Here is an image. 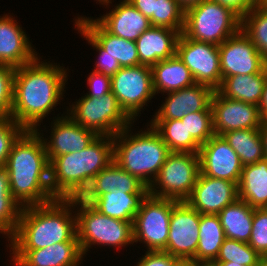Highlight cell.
<instances>
[{
    "mask_svg": "<svg viewBox=\"0 0 267 266\" xmlns=\"http://www.w3.org/2000/svg\"><path fill=\"white\" fill-rule=\"evenodd\" d=\"M181 122H185L188 135H191L200 146L214 135L212 111L185 114Z\"/></svg>",
    "mask_w": 267,
    "mask_h": 266,
    "instance_id": "74e56055",
    "label": "cell"
},
{
    "mask_svg": "<svg viewBox=\"0 0 267 266\" xmlns=\"http://www.w3.org/2000/svg\"><path fill=\"white\" fill-rule=\"evenodd\" d=\"M14 19L9 14L0 16V64L18 68L34 61L38 53Z\"/></svg>",
    "mask_w": 267,
    "mask_h": 266,
    "instance_id": "ffe728a7",
    "label": "cell"
},
{
    "mask_svg": "<svg viewBox=\"0 0 267 266\" xmlns=\"http://www.w3.org/2000/svg\"><path fill=\"white\" fill-rule=\"evenodd\" d=\"M257 266H267V257H261L257 263Z\"/></svg>",
    "mask_w": 267,
    "mask_h": 266,
    "instance_id": "f5cc1de1",
    "label": "cell"
},
{
    "mask_svg": "<svg viewBox=\"0 0 267 266\" xmlns=\"http://www.w3.org/2000/svg\"><path fill=\"white\" fill-rule=\"evenodd\" d=\"M241 30V17L212 0L185 11L183 34L190 39L217 46Z\"/></svg>",
    "mask_w": 267,
    "mask_h": 266,
    "instance_id": "52a82bcc",
    "label": "cell"
},
{
    "mask_svg": "<svg viewBox=\"0 0 267 266\" xmlns=\"http://www.w3.org/2000/svg\"><path fill=\"white\" fill-rule=\"evenodd\" d=\"M111 11L95 19L107 32L127 40L137 38L152 25L150 19L127 0L120 1Z\"/></svg>",
    "mask_w": 267,
    "mask_h": 266,
    "instance_id": "603a6c76",
    "label": "cell"
},
{
    "mask_svg": "<svg viewBox=\"0 0 267 266\" xmlns=\"http://www.w3.org/2000/svg\"><path fill=\"white\" fill-rule=\"evenodd\" d=\"M153 89L158 93H170L195 84L190 70L177 55L161 60L151 67Z\"/></svg>",
    "mask_w": 267,
    "mask_h": 266,
    "instance_id": "4316f807",
    "label": "cell"
},
{
    "mask_svg": "<svg viewBox=\"0 0 267 266\" xmlns=\"http://www.w3.org/2000/svg\"><path fill=\"white\" fill-rule=\"evenodd\" d=\"M178 202L148 194L134 218V243L145 244L146 251H163L168 241L172 208Z\"/></svg>",
    "mask_w": 267,
    "mask_h": 266,
    "instance_id": "30bf717a",
    "label": "cell"
},
{
    "mask_svg": "<svg viewBox=\"0 0 267 266\" xmlns=\"http://www.w3.org/2000/svg\"><path fill=\"white\" fill-rule=\"evenodd\" d=\"M258 5L267 11V0H258Z\"/></svg>",
    "mask_w": 267,
    "mask_h": 266,
    "instance_id": "db71d44e",
    "label": "cell"
},
{
    "mask_svg": "<svg viewBox=\"0 0 267 266\" xmlns=\"http://www.w3.org/2000/svg\"><path fill=\"white\" fill-rule=\"evenodd\" d=\"M74 208L77 238L84 257L91 245L116 248L134 244L132 222L106 216L80 197L74 198Z\"/></svg>",
    "mask_w": 267,
    "mask_h": 266,
    "instance_id": "8992f818",
    "label": "cell"
},
{
    "mask_svg": "<svg viewBox=\"0 0 267 266\" xmlns=\"http://www.w3.org/2000/svg\"><path fill=\"white\" fill-rule=\"evenodd\" d=\"M59 66L49 61L40 62L37 57L16 68L10 117L25 130L39 131L43 119L63 99L69 75L65 67Z\"/></svg>",
    "mask_w": 267,
    "mask_h": 266,
    "instance_id": "6da1fadb",
    "label": "cell"
},
{
    "mask_svg": "<svg viewBox=\"0 0 267 266\" xmlns=\"http://www.w3.org/2000/svg\"><path fill=\"white\" fill-rule=\"evenodd\" d=\"M24 131L11 117L0 118V167H5L14 142Z\"/></svg>",
    "mask_w": 267,
    "mask_h": 266,
    "instance_id": "ab89813d",
    "label": "cell"
},
{
    "mask_svg": "<svg viewBox=\"0 0 267 266\" xmlns=\"http://www.w3.org/2000/svg\"><path fill=\"white\" fill-rule=\"evenodd\" d=\"M201 214L186 201L178 202L170 216L169 235L163 250L181 262L191 261L197 250Z\"/></svg>",
    "mask_w": 267,
    "mask_h": 266,
    "instance_id": "4fadbf2b",
    "label": "cell"
},
{
    "mask_svg": "<svg viewBox=\"0 0 267 266\" xmlns=\"http://www.w3.org/2000/svg\"><path fill=\"white\" fill-rule=\"evenodd\" d=\"M261 256L248 243L225 239L214 262H235L243 266H257Z\"/></svg>",
    "mask_w": 267,
    "mask_h": 266,
    "instance_id": "8d00e7d4",
    "label": "cell"
},
{
    "mask_svg": "<svg viewBox=\"0 0 267 266\" xmlns=\"http://www.w3.org/2000/svg\"><path fill=\"white\" fill-rule=\"evenodd\" d=\"M96 1H98L99 2V4L101 3L104 7H105V5L108 7V5H110V3H112L111 1L112 0H96Z\"/></svg>",
    "mask_w": 267,
    "mask_h": 266,
    "instance_id": "11a10c76",
    "label": "cell"
},
{
    "mask_svg": "<svg viewBox=\"0 0 267 266\" xmlns=\"http://www.w3.org/2000/svg\"><path fill=\"white\" fill-rule=\"evenodd\" d=\"M127 1L149 19L153 16L155 0H127Z\"/></svg>",
    "mask_w": 267,
    "mask_h": 266,
    "instance_id": "bcb514c9",
    "label": "cell"
},
{
    "mask_svg": "<svg viewBox=\"0 0 267 266\" xmlns=\"http://www.w3.org/2000/svg\"><path fill=\"white\" fill-rule=\"evenodd\" d=\"M147 195L109 192L96 197L90 204L106 216L133 223Z\"/></svg>",
    "mask_w": 267,
    "mask_h": 266,
    "instance_id": "f1b7e54d",
    "label": "cell"
},
{
    "mask_svg": "<svg viewBox=\"0 0 267 266\" xmlns=\"http://www.w3.org/2000/svg\"><path fill=\"white\" fill-rule=\"evenodd\" d=\"M74 26L77 28L76 30L80 32L82 37L94 47L93 49L99 52L98 62L95 61V68L92 71L112 77L121 68L117 59L106 54V51L77 22H75Z\"/></svg>",
    "mask_w": 267,
    "mask_h": 266,
    "instance_id": "b9f144b4",
    "label": "cell"
},
{
    "mask_svg": "<svg viewBox=\"0 0 267 266\" xmlns=\"http://www.w3.org/2000/svg\"><path fill=\"white\" fill-rule=\"evenodd\" d=\"M220 3L233 10L237 15L243 18L249 13L256 5L258 0H212Z\"/></svg>",
    "mask_w": 267,
    "mask_h": 266,
    "instance_id": "f6af8a7d",
    "label": "cell"
},
{
    "mask_svg": "<svg viewBox=\"0 0 267 266\" xmlns=\"http://www.w3.org/2000/svg\"><path fill=\"white\" fill-rule=\"evenodd\" d=\"M213 130L216 135L242 129H259L262 117L258 106L228 99L215 90L211 100Z\"/></svg>",
    "mask_w": 267,
    "mask_h": 266,
    "instance_id": "9a60e30c",
    "label": "cell"
},
{
    "mask_svg": "<svg viewBox=\"0 0 267 266\" xmlns=\"http://www.w3.org/2000/svg\"><path fill=\"white\" fill-rule=\"evenodd\" d=\"M89 92L86 96L100 98L111 92V77L92 71L87 78Z\"/></svg>",
    "mask_w": 267,
    "mask_h": 266,
    "instance_id": "7bdbcfd3",
    "label": "cell"
},
{
    "mask_svg": "<svg viewBox=\"0 0 267 266\" xmlns=\"http://www.w3.org/2000/svg\"><path fill=\"white\" fill-rule=\"evenodd\" d=\"M238 154L243 166L265 158L259 129L233 130L222 135Z\"/></svg>",
    "mask_w": 267,
    "mask_h": 266,
    "instance_id": "d6a6232c",
    "label": "cell"
},
{
    "mask_svg": "<svg viewBox=\"0 0 267 266\" xmlns=\"http://www.w3.org/2000/svg\"><path fill=\"white\" fill-rule=\"evenodd\" d=\"M77 22L105 51L117 59L121 67L140 65L135 41L114 36L107 32L95 19L79 16Z\"/></svg>",
    "mask_w": 267,
    "mask_h": 266,
    "instance_id": "d4e9b609",
    "label": "cell"
},
{
    "mask_svg": "<svg viewBox=\"0 0 267 266\" xmlns=\"http://www.w3.org/2000/svg\"><path fill=\"white\" fill-rule=\"evenodd\" d=\"M74 103L66 114L98 136L113 137L134 122L121 108L112 92L100 98L84 95Z\"/></svg>",
    "mask_w": 267,
    "mask_h": 266,
    "instance_id": "ba28073f",
    "label": "cell"
},
{
    "mask_svg": "<svg viewBox=\"0 0 267 266\" xmlns=\"http://www.w3.org/2000/svg\"><path fill=\"white\" fill-rule=\"evenodd\" d=\"M41 135L38 130H25L14 142L5 164L10 193L21 207L56 199L50 188V163Z\"/></svg>",
    "mask_w": 267,
    "mask_h": 266,
    "instance_id": "7a4b0ae2",
    "label": "cell"
},
{
    "mask_svg": "<svg viewBox=\"0 0 267 266\" xmlns=\"http://www.w3.org/2000/svg\"><path fill=\"white\" fill-rule=\"evenodd\" d=\"M131 126L113 136L114 161L149 187L171 151L150 124L134 134Z\"/></svg>",
    "mask_w": 267,
    "mask_h": 266,
    "instance_id": "5b68a950",
    "label": "cell"
},
{
    "mask_svg": "<svg viewBox=\"0 0 267 266\" xmlns=\"http://www.w3.org/2000/svg\"><path fill=\"white\" fill-rule=\"evenodd\" d=\"M259 131L263 143L265 158H267V118L262 119Z\"/></svg>",
    "mask_w": 267,
    "mask_h": 266,
    "instance_id": "c3c4849f",
    "label": "cell"
},
{
    "mask_svg": "<svg viewBox=\"0 0 267 266\" xmlns=\"http://www.w3.org/2000/svg\"><path fill=\"white\" fill-rule=\"evenodd\" d=\"M181 261L164 251H146L136 266H177Z\"/></svg>",
    "mask_w": 267,
    "mask_h": 266,
    "instance_id": "ee69618b",
    "label": "cell"
},
{
    "mask_svg": "<svg viewBox=\"0 0 267 266\" xmlns=\"http://www.w3.org/2000/svg\"><path fill=\"white\" fill-rule=\"evenodd\" d=\"M199 173V154L171 152L148 187L149 195L179 202L186 201L193 191Z\"/></svg>",
    "mask_w": 267,
    "mask_h": 266,
    "instance_id": "9c48e42d",
    "label": "cell"
},
{
    "mask_svg": "<svg viewBox=\"0 0 267 266\" xmlns=\"http://www.w3.org/2000/svg\"><path fill=\"white\" fill-rule=\"evenodd\" d=\"M180 33L167 27L151 26L135 41L139 62L152 67L161 60L176 55V45Z\"/></svg>",
    "mask_w": 267,
    "mask_h": 266,
    "instance_id": "cb8c5ba5",
    "label": "cell"
},
{
    "mask_svg": "<svg viewBox=\"0 0 267 266\" xmlns=\"http://www.w3.org/2000/svg\"><path fill=\"white\" fill-rule=\"evenodd\" d=\"M74 198L22 207L10 250H37L60 242H78ZM73 215V216H72Z\"/></svg>",
    "mask_w": 267,
    "mask_h": 266,
    "instance_id": "3957f363",
    "label": "cell"
},
{
    "mask_svg": "<svg viewBox=\"0 0 267 266\" xmlns=\"http://www.w3.org/2000/svg\"><path fill=\"white\" fill-rule=\"evenodd\" d=\"M222 80L234 75L262 72L267 61L252 41L240 30L218 46Z\"/></svg>",
    "mask_w": 267,
    "mask_h": 266,
    "instance_id": "5bb4252c",
    "label": "cell"
},
{
    "mask_svg": "<svg viewBox=\"0 0 267 266\" xmlns=\"http://www.w3.org/2000/svg\"><path fill=\"white\" fill-rule=\"evenodd\" d=\"M200 172L208 177L223 179L238 185L243 165L238 154L225 138L214 134L200 146Z\"/></svg>",
    "mask_w": 267,
    "mask_h": 266,
    "instance_id": "2e32d148",
    "label": "cell"
},
{
    "mask_svg": "<svg viewBox=\"0 0 267 266\" xmlns=\"http://www.w3.org/2000/svg\"><path fill=\"white\" fill-rule=\"evenodd\" d=\"M238 199L252 208H267V158L243 166L238 182Z\"/></svg>",
    "mask_w": 267,
    "mask_h": 266,
    "instance_id": "484cf974",
    "label": "cell"
},
{
    "mask_svg": "<svg viewBox=\"0 0 267 266\" xmlns=\"http://www.w3.org/2000/svg\"><path fill=\"white\" fill-rule=\"evenodd\" d=\"M193 266H218L214 261H193Z\"/></svg>",
    "mask_w": 267,
    "mask_h": 266,
    "instance_id": "f907efd6",
    "label": "cell"
},
{
    "mask_svg": "<svg viewBox=\"0 0 267 266\" xmlns=\"http://www.w3.org/2000/svg\"><path fill=\"white\" fill-rule=\"evenodd\" d=\"M114 161L112 136H98L88 147L50 162V188L55 198L81 197L94 177Z\"/></svg>",
    "mask_w": 267,
    "mask_h": 266,
    "instance_id": "277c9868",
    "label": "cell"
},
{
    "mask_svg": "<svg viewBox=\"0 0 267 266\" xmlns=\"http://www.w3.org/2000/svg\"><path fill=\"white\" fill-rule=\"evenodd\" d=\"M10 252L14 266H79L84 258L79 242H60L37 250Z\"/></svg>",
    "mask_w": 267,
    "mask_h": 266,
    "instance_id": "44dd1931",
    "label": "cell"
},
{
    "mask_svg": "<svg viewBox=\"0 0 267 266\" xmlns=\"http://www.w3.org/2000/svg\"><path fill=\"white\" fill-rule=\"evenodd\" d=\"M248 244L261 257H267V208H255Z\"/></svg>",
    "mask_w": 267,
    "mask_h": 266,
    "instance_id": "f35d334b",
    "label": "cell"
},
{
    "mask_svg": "<svg viewBox=\"0 0 267 266\" xmlns=\"http://www.w3.org/2000/svg\"><path fill=\"white\" fill-rule=\"evenodd\" d=\"M185 11L176 0H155L153 16L150 18L152 26L167 27L177 30L180 34L184 29Z\"/></svg>",
    "mask_w": 267,
    "mask_h": 266,
    "instance_id": "d590c367",
    "label": "cell"
},
{
    "mask_svg": "<svg viewBox=\"0 0 267 266\" xmlns=\"http://www.w3.org/2000/svg\"><path fill=\"white\" fill-rule=\"evenodd\" d=\"M22 207L10 193L9 176L0 167V233L10 238L17 230Z\"/></svg>",
    "mask_w": 267,
    "mask_h": 266,
    "instance_id": "836d02e7",
    "label": "cell"
},
{
    "mask_svg": "<svg viewBox=\"0 0 267 266\" xmlns=\"http://www.w3.org/2000/svg\"><path fill=\"white\" fill-rule=\"evenodd\" d=\"M179 4V6L186 11L187 9L196 6L203 2L204 0H176Z\"/></svg>",
    "mask_w": 267,
    "mask_h": 266,
    "instance_id": "681fc988",
    "label": "cell"
},
{
    "mask_svg": "<svg viewBox=\"0 0 267 266\" xmlns=\"http://www.w3.org/2000/svg\"><path fill=\"white\" fill-rule=\"evenodd\" d=\"M111 92L124 112L135 121L141 109L155 96L151 67L141 64L121 67L111 77Z\"/></svg>",
    "mask_w": 267,
    "mask_h": 266,
    "instance_id": "8fae6325",
    "label": "cell"
},
{
    "mask_svg": "<svg viewBox=\"0 0 267 266\" xmlns=\"http://www.w3.org/2000/svg\"><path fill=\"white\" fill-rule=\"evenodd\" d=\"M177 266H193V260L188 262H180Z\"/></svg>",
    "mask_w": 267,
    "mask_h": 266,
    "instance_id": "9f6ffc18",
    "label": "cell"
},
{
    "mask_svg": "<svg viewBox=\"0 0 267 266\" xmlns=\"http://www.w3.org/2000/svg\"><path fill=\"white\" fill-rule=\"evenodd\" d=\"M238 199V185L234 182L208 177L201 172L186 202L200 214L218 215L227 205Z\"/></svg>",
    "mask_w": 267,
    "mask_h": 266,
    "instance_id": "e0dca14e",
    "label": "cell"
},
{
    "mask_svg": "<svg viewBox=\"0 0 267 266\" xmlns=\"http://www.w3.org/2000/svg\"><path fill=\"white\" fill-rule=\"evenodd\" d=\"M266 78L267 67L257 74L225 77L217 91L228 99L240 100L258 106Z\"/></svg>",
    "mask_w": 267,
    "mask_h": 266,
    "instance_id": "83f0119b",
    "label": "cell"
},
{
    "mask_svg": "<svg viewBox=\"0 0 267 266\" xmlns=\"http://www.w3.org/2000/svg\"><path fill=\"white\" fill-rule=\"evenodd\" d=\"M215 90L207 85L195 83L178 91L167 93L165 102L151 120H181L185 114L212 111L211 100Z\"/></svg>",
    "mask_w": 267,
    "mask_h": 266,
    "instance_id": "d6986e66",
    "label": "cell"
},
{
    "mask_svg": "<svg viewBox=\"0 0 267 266\" xmlns=\"http://www.w3.org/2000/svg\"><path fill=\"white\" fill-rule=\"evenodd\" d=\"M63 115L60 117L58 114L51 123L50 140L43 137L49 163L55 157L85 149L98 137L94 131L77 124L69 115Z\"/></svg>",
    "mask_w": 267,
    "mask_h": 266,
    "instance_id": "ac0fdd59",
    "label": "cell"
},
{
    "mask_svg": "<svg viewBox=\"0 0 267 266\" xmlns=\"http://www.w3.org/2000/svg\"><path fill=\"white\" fill-rule=\"evenodd\" d=\"M218 266H243L241 264H236L235 262H215Z\"/></svg>",
    "mask_w": 267,
    "mask_h": 266,
    "instance_id": "816d5d0a",
    "label": "cell"
},
{
    "mask_svg": "<svg viewBox=\"0 0 267 266\" xmlns=\"http://www.w3.org/2000/svg\"><path fill=\"white\" fill-rule=\"evenodd\" d=\"M109 192L149 194L148 187L142 181L122 169L115 161L94 177L80 198L91 203L96 197Z\"/></svg>",
    "mask_w": 267,
    "mask_h": 266,
    "instance_id": "7402d4cb",
    "label": "cell"
},
{
    "mask_svg": "<svg viewBox=\"0 0 267 266\" xmlns=\"http://www.w3.org/2000/svg\"><path fill=\"white\" fill-rule=\"evenodd\" d=\"M16 68L0 64V118L10 117Z\"/></svg>",
    "mask_w": 267,
    "mask_h": 266,
    "instance_id": "60d3db41",
    "label": "cell"
},
{
    "mask_svg": "<svg viewBox=\"0 0 267 266\" xmlns=\"http://www.w3.org/2000/svg\"><path fill=\"white\" fill-rule=\"evenodd\" d=\"M176 55L190 70L195 83L217 90L222 83L218 46L187 38L180 34Z\"/></svg>",
    "mask_w": 267,
    "mask_h": 266,
    "instance_id": "7c38bea8",
    "label": "cell"
},
{
    "mask_svg": "<svg viewBox=\"0 0 267 266\" xmlns=\"http://www.w3.org/2000/svg\"><path fill=\"white\" fill-rule=\"evenodd\" d=\"M241 30L267 61V11L256 5L241 18Z\"/></svg>",
    "mask_w": 267,
    "mask_h": 266,
    "instance_id": "e575fe53",
    "label": "cell"
},
{
    "mask_svg": "<svg viewBox=\"0 0 267 266\" xmlns=\"http://www.w3.org/2000/svg\"><path fill=\"white\" fill-rule=\"evenodd\" d=\"M227 239L248 243L252 232L254 208L237 199L218 214Z\"/></svg>",
    "mask_w": 267,
    "mask_h": 266,
    "instance_id": "f546056e",
    "label": "cell"
},
{
    "mask_svg": "<svg viewBox=\"0 0 267 266\" xmlns=\"http://www.w3.org/2000/svg\"><path fill=\"white\" fill-rule=\"evenodd\" d=\"M226 239L218 215L201 214L199 240L193 261H214Z\"/></svg>",
    "mask_w": 267,
    "mask_h": 266,
    "instance_id": "4dcf8cb0",
    "label": "cell"
},
{
    "mask_svg": "<svg viewBox=\"0 0 267 266\" xmlns=\"http://www.w3.org/2000/svg\"><path fill=\"white\" fill-rule=\"evenodd\" d=\"M258 110L262 118H267V78L264 84L262 97L258 105Z\"/></svg>",
    "mask_w": 267,
    "mask_h": 266,
    "instance_id": "7dc6e473",
    "label": "cell"
},
{
    "mask_svg": "<svg viewBox=\"0 0 267 266\" xmlns=\"http://www.w3.org/2000/svg\"><path fill=\"white\" fill-rule=\"evenodd\" d=\"M150 125L159 133L171 152L197 153L200 145L188 135L185 122L181 120H151Z\"/></svg>",
    "mask_w": 267,
    "mask_h": 266,
    "instance_id": "1f68e13d",
    "label": "cell"
}]
</instances>
